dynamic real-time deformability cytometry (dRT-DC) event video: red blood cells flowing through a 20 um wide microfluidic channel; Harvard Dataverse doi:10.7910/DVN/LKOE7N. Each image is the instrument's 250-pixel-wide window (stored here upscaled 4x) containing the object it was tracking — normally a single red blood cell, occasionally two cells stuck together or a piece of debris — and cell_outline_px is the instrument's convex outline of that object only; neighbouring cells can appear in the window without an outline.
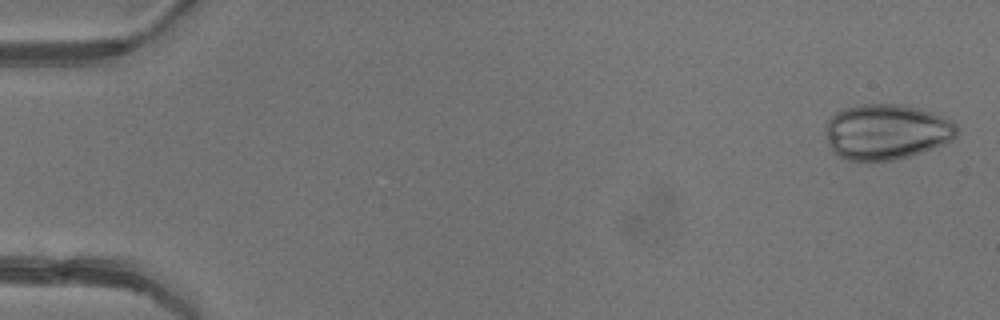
{"species": "common noctule bat (a hibernating species)", "species_latin": "Nyctalus noctula", "temperature_condition": "warm", "stored_images_in_passage": 5, "camera_frame_rate_fps": 3000, "um_per_image_px": 0.085, "animal": {"sex": "female"}, "frame": {"image": 1, "passage_image": 1, "time_ms": 0.0, "image_size_px": [1000, 320], "cell_outline_px": [[960, 132], [952, 140], [944, 144], [912, 156], [892, 160], [848, 160], [836, 156], [828, 144], [828, 120], [836, 112], [844, 108], [864, 104], [900, 104], [920, 108], [932, 112], [952, 120], [956, 124]], "centroid_in_image_um": [75.4, 11.2], "position_along_channel_um": 9.6, "area_um2": 42.54}}